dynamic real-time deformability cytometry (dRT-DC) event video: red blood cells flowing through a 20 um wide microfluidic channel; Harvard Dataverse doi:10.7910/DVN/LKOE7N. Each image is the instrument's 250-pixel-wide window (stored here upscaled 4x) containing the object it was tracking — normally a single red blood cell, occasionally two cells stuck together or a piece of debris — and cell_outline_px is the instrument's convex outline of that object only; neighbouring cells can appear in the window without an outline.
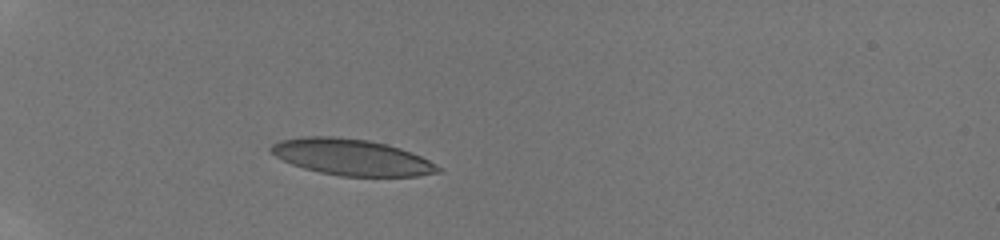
{"species": "human", "species_latin": "Homo sapiens", "temperature_condition": "room temperature", "stored_images_in_passage": 35, "camera_frame_rate_fps": 3000, "um_per_image_px": 0.085, "donor": {"sex": "male"}, "frame": {"image": 1, "passage_image": 1, "time_ms": 0.0, "image_size_px": [1000, 240], "cell_outline_px": [[444, 168], [440, 172], [416, 176], [340, 176], [320, 172], [304, 168], [292, 164], [268, 152], [268, 148], [272, 144], [280, 140], [304, 136], [336, 136], [368, 140], [400, 148], [412, 152]], "centroid_in_image_um": [29.87, 13.35], "position_along_channel_um": 55.1, "area_um2": 35.32}}
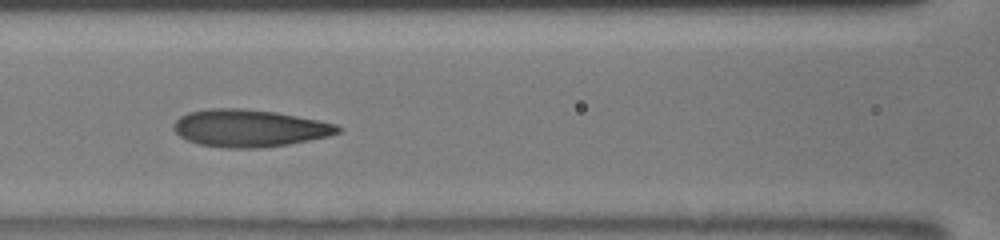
{"frame": {"image": 2, "passage_image": 14, "time_ms": 3.0, "image_size_px": [1000, 240], "cell_outline_px": [[340, 132], [328, 136], [288, 144], [260, 148], [224, 148], [200, 144], [188, 140], [180, 136], [172, 128], [176, 120], [180, 116], [188, 112], [212, 108], [240, 108], [276, 112], [336, 124], [340, 128]], "centroid_in_image_um": [21.16, 10.89], "position_along_channel_um": 145.4, "area_um2": 35.43}}
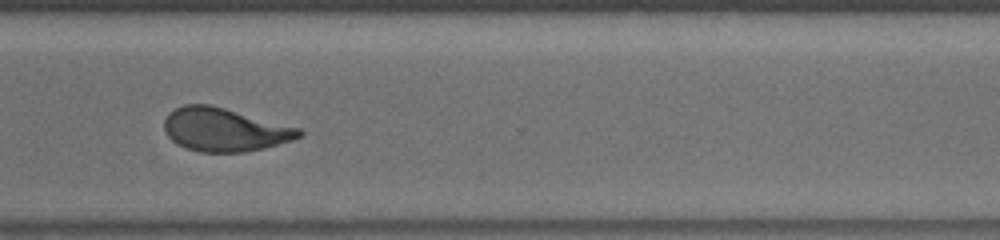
{"frame": {"image": 3, "passage_image": 34, "time_ms": 8.0, "image_size_px": [1000, 240], "cell_outline_px": [[304, 136], [292, 140], [264, 148], [244, 152], [200, 152], [184, 148], [176, 144], [168, 136], [164, 128], [164, 120], [168, 112], [184, 104], [212, 104], [300, 128], [304, 132]], "centroid_in_image_um": [19.08, 11.01], "position_along_channel_um": 351.5, "area_um2": 34.39}}